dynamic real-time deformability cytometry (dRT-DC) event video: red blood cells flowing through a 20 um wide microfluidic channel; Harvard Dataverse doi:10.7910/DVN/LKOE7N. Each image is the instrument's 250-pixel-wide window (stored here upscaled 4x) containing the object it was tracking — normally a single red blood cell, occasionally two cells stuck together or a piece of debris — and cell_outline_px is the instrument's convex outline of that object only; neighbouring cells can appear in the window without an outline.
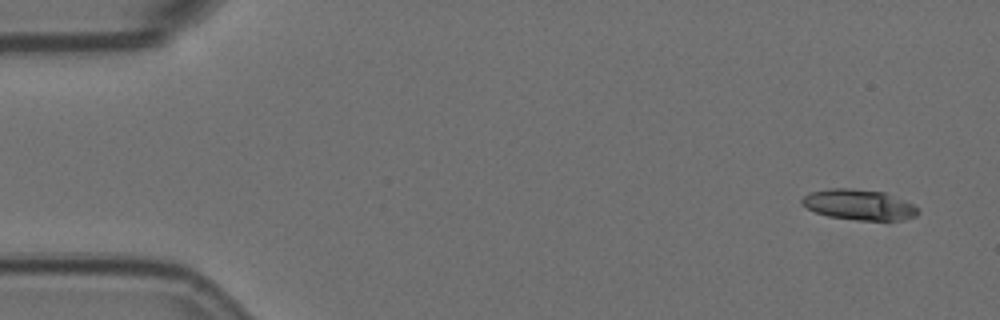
{"species": "Egyptian fruit bat (a non-hibernating species)", "species_latin": "Rousettus aegyptiacus", "temperature_condition": "room temperature", "stored_images_in_passage": 6, "camera_frame_rate_fps": 3000, "um_per_image_px": 0.085, "animal": {"sex": "female"}, "frame": {"image": 1, "passage_image": 1, "time_ms": 0.0, "image_size_px": [1000, 320], "cell_outline_px": [[920, 212], [916, 216], [904, 220], [856, 220], [828, 216], [816, 212], [800, 204], [800, 200], [808, 192], [828, 188], [852, 188], [884, 192], [904, 200], [912, 204]], "centroid_in_image_um": [72.98, 17.39], "position_along_channel_um": 12.0, "area_um2": 20.75}}
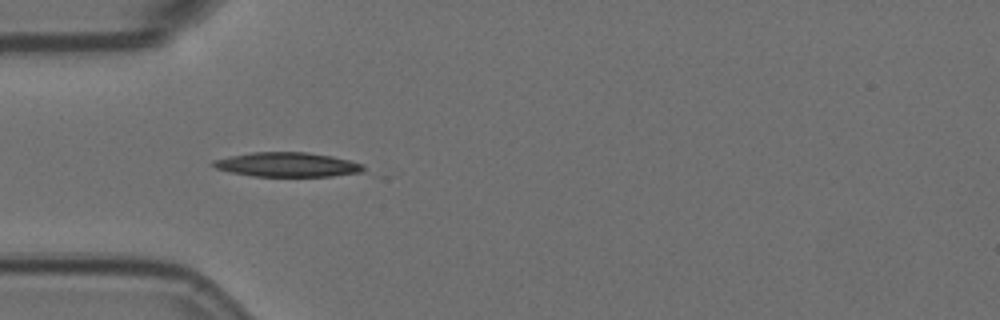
{"frame": {"image": 2, "passage_image": 4, "time_ms": 1.0, "image_size_px": [1000, 320], "cell_outline_px": [[364, 172], [332, 176], [252, 176], [228, 172], [216, 168], [212, 164], [212, 160], [228, 156], [252, 152], [304, 152], [332, 156], [364, 164]], "centroid_in_image_um": [24.4, 13.99], "position_along_channel_um": 60.6, "area_um2": 21.44}}
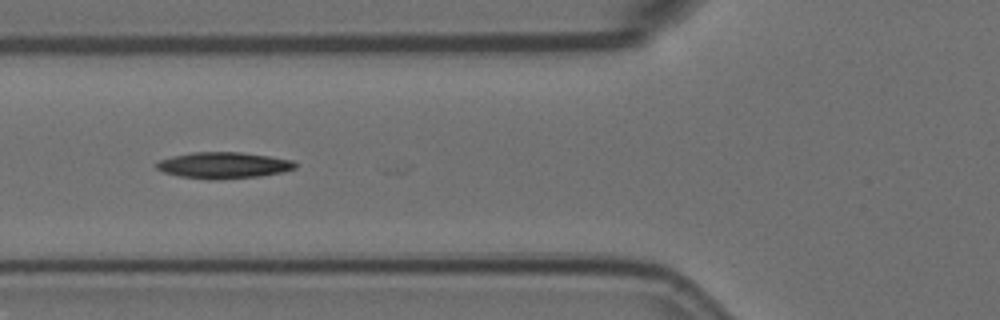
{"frame": {"image": 3, "passage_image": 5, "time_ms": 1.333, "image_size_px": [1000, 320], "cell_outline_px": [[296, 168], [280, 172], [260, 176], [216, 180], [208, 180], [180, 176], [164, 172], [156, 168], [156, 164], [160, 160], [172, 156], [192, 152], [240, 152], [268, 156], [292, 160], [296, 164]], "centroid_in_image_um": [18.98, 14.05], "position_along_channel_um": 106.8, "area_um2": 21.15}}